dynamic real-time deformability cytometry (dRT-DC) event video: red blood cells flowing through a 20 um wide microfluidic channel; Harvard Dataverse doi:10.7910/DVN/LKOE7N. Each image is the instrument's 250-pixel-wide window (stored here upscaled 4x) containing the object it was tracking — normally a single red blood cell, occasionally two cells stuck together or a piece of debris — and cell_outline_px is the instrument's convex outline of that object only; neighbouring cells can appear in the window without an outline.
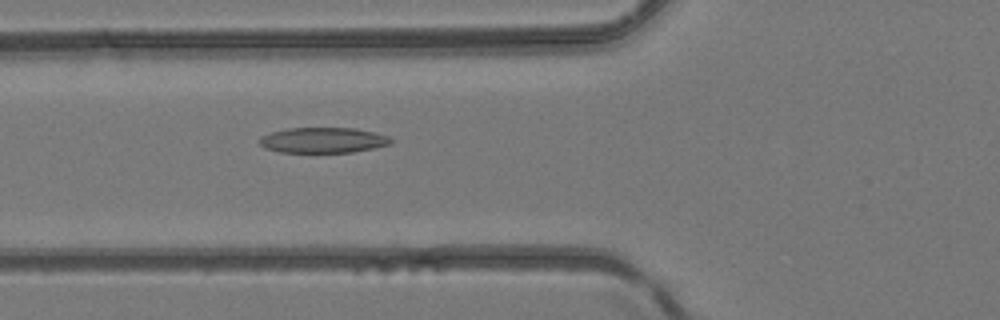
{"species": "common noctule bat (a hibernating species)", "species_latin": "Nyctalus noctula", "temperature_condition": "room temperature", "stored_images_in_passage": 43, "camera_frame_rate_fps": 3000, "um_per_image_px": 0.085, "animal": {"sex": "female", "body_mass_g": 24.6, "forearm_length_mm": 56.2}, "frame": {"image": 1, "passage_image": 13, "time_ms": 4.0, "image_size_px": [1000, 320], "cell_outline_px": [[392, 144], [352, 152], [280, 152], [264, 148], [256, 140], [260, 136], [272, 132], [288, 128], [356, 128], [376, 132], [388, 136], [392, 140]], "centroid_in_image_um": [27.44, 11.91], "position_along_channel_um": 98.4, "area_um2": 19.59}}
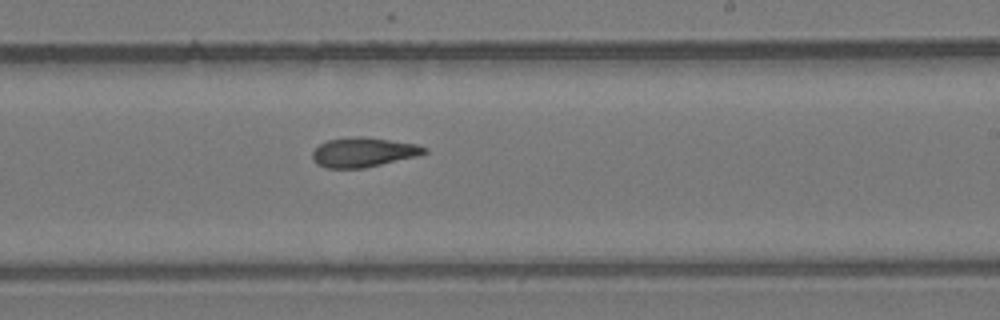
{"frame": {"image": 2, "passage_image": 24, "time_ms": 7.667, "image_size_px": [1000, 320], "cell_outline_px": [[428, 152], [420, 156], [364, 168], [324, 168], [316, 164], [312, 160], [312, 152], [320, 144], [328, 140], [352, 136], [364, 136], [416, 144], [428, 148]], "centroid_in_image_um": [30.9, 12.94], "position_along_channel_um": 258.1, "area_um2": 19.54}}
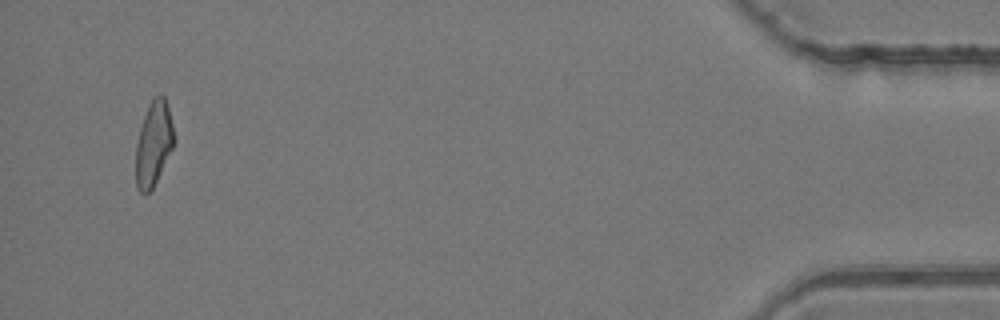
{"frame": {"image": 3, "passage_image": 41, "time_ms": 13.333, "image_size_px": [1000, 320], "cell_outline_px": [[176, 140], [152, 188], [148, 192], [140, 192], [136, 188], [136, 144], [140, 128], [148, 104], [152, 96], [160, 92], [164, 96], [168, 108]], "centroid_in_image_um": [13.05, 12.14], "position_along_channel_um": 422.1, "area_um2": 18.73}}